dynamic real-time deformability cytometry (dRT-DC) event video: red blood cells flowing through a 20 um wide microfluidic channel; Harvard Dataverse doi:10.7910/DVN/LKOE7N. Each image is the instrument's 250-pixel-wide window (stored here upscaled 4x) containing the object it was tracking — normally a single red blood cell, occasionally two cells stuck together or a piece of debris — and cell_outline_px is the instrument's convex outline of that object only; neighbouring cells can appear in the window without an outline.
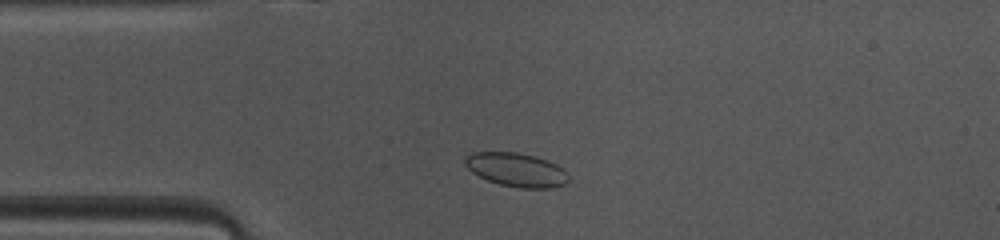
{"species": "common noctule bat (a hibernating species)", "species_latin": "Nyctalus noctula", "temperature_condition": "warm", "stored_images_in_passage": 47, "camera_frame_rate_fps": 3000, "um_per_image_px": 0.085, "animal": {"sex": "female", "body_mass_g": 10.0, "forearm_length_mm": 53.1}, "frame": {"image": 1, "passage_image": 10, "time_ms": 3.0, "image_size_px": [1000, 240], "cell_outline_px": [[568, 180], [564, 184], [552, 188], [520, 188], [500, 184], [488, 180], [472, 172], [464, 164], [464, 160], [472, 152], [516, 152], [536, 156], [548, 160], [556, 164], [568, 176]], "centroid_in_image_um": [43.88, 14.42], "position_along_channel_um": 41.1, "area_um2": 20.17}}
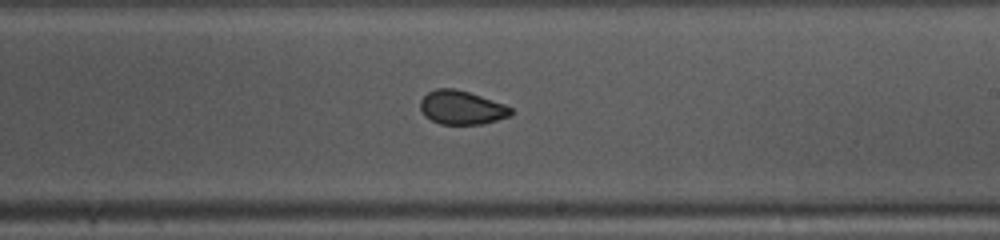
{"frame": {"image": 2, "passage_image": 26, "time_ms": 8.333, "image_size_px": [1000, 240], "cell_outline_px": [[512, 116], [480, 124], [440, 124], [424, 116], [420, 108], [420, 100], [428, 92], [436, 88], [452, 88], [468, 92], [504, 104], [512, 108]], "centroid_in_image_um": [39.22, 9.15], "position_along_channel_um": 249.8, "area_um2": 17.74}}
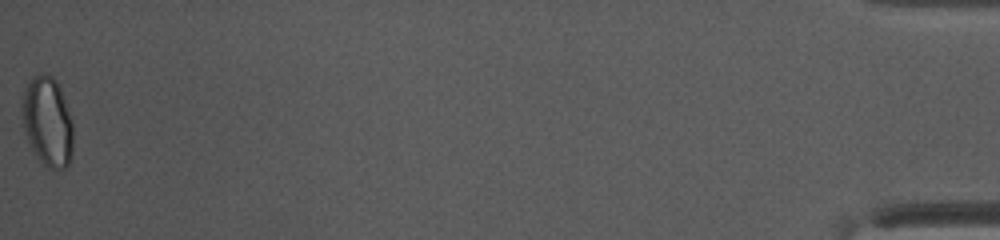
{"frame": {"image": 3, "passage_image": 47, "time_ms": 15.333, "image_size_px": [1000, 240], "cell_outline_px": [[72, 152], [68, 164], [64, 168], [48, 168], [36, 156], [28, 140], [24, 128], [24, 92], [32, 76], [52, 76], [56, 80], [60, 88], [72, 124]], "centroid_in_image_um": [4.06, 10.38], "position_along_channel_um": 431.1, "area_um2": 25.55}, "authors_computed_cell_mechanics": {"area_um2": 19.074, "velocity_mm_per_s": 4.1296, "shape_relaxation_time_tau1_ms": 6.9158, "shape_relaxation_time_tau2_ms": 1.2456, "deformation_change_tau1": 0.1183, "deformation_change_tau2": 0.0387}}